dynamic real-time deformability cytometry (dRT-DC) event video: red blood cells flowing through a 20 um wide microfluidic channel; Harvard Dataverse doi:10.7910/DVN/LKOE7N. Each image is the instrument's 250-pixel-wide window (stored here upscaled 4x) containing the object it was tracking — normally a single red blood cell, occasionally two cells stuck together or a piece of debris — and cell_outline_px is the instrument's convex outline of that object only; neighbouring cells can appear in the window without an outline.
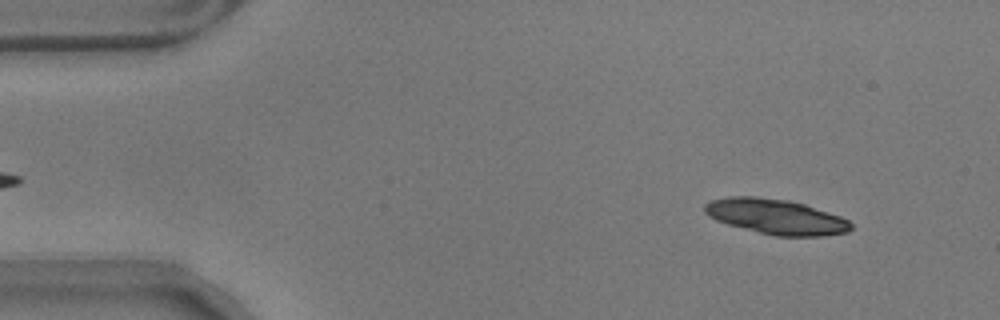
{"species": "common noctule bat (a hibernating species)", "species_latin": "Nyctalus noctula", "temperature_condition": "warm", "stored_images_in_passage": 55, "camera_frame_rate_fps": 3000, "um_per_image_px": 0.085, "animal": {"sex": "male", "body_mass_g": 17.9}, "frame": {"image": 1, "passage_image": 5, "time_ms": 1.333, "image_size_px": [1000, 320], "cell_outline_px": [[852, 228], [848, 232], [820, 236], [776, 236], [728, 224], [716, 220], [708, 216], [704, 212], [704, 204], [712, 200], [728, 196], [756, 196], [788, 200], [804, 204], [840, 216], [848, 220], [852, 224]], "centroid_in_image_um": [65.94, 18.41], "position_along_channel_um": 19.1, "area_um2": 29.82}}